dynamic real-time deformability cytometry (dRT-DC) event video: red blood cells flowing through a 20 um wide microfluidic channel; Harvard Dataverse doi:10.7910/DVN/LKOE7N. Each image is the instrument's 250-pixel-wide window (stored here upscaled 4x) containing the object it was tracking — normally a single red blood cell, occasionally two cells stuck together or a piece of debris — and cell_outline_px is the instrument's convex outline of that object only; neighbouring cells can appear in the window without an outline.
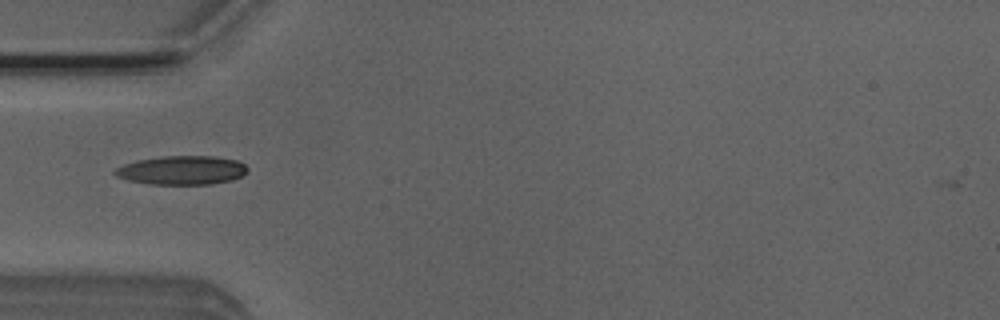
{"species": "Egyptian fruit bat (a non-hibernating species)", "species_latin": "Rousettus aegyptiacus", "temperature_condition": "room temperature", "stored_images_in_passage": 37, "camera_frame_rate_fps": 3000, "um_per_image_px": 0.085, "animal": {"sex": "male"}, "frame": {"image": 1, "passage_image": 1, "time_ms": 0.0, "image_size_px": [1000, 320], "cell_outline_px": [[248, 172], [232, 180], [212, 184], [148, 184], [128, 180], [116, 176], [112, 172], [116, 168], [124, 164], [136, 160], [160, 156], [216, 156], [236, 160], [244, 164], [248, 168]], "centroid_in_image_um": [15.45, 14.46], "position_along_channel_um": 69.6, "area_um2": 22.43}}
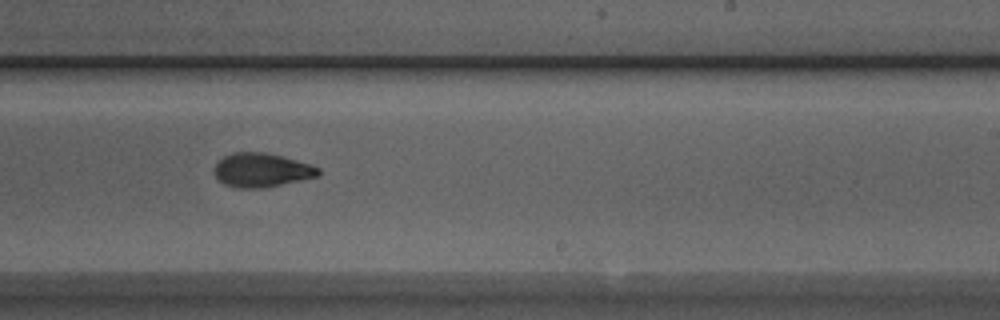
{"frame": {"image": 2, "passage_image": 16, "time_ms": 5.0, "image_size_px": [1000, 320], "cell_outline_px": [[320, 176], [264, 188], [236, 188], [224, 184], [212, 172], [212, 168], [224, 156], [232, 152], [264, 152], [312, 164], [320, 168]], "centroid_in_image_um": [22.23, 14.46], "position_along_channel_um": 266.8, "area_um2": 20.75}}
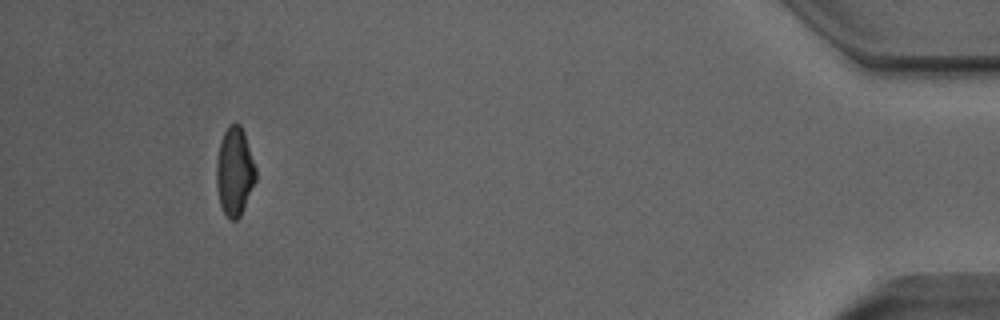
{"frame": {"image": 3, "passage_image": 33, "time_ms": 10.667, "image_size_px": [1000, 320], "cell_outline_px": [[256, 180], [240, 216], [236, 220], [228, 220], [220, 204], [216, 184], [216, 164], [220, 144], [224, 132], [236, 120], [240, 124], [244, 132], [256, 168]], "centroid_in_image_um": [19.94, 14.59], "position_along_channel_um": 415.3, "area_um2": 20.17}, "authors_computed_cell_mechanics": {"area_um2": 20.519, "velocity_mm_per_s": 3.9351, "shape_relaxation_time_tau1_ms": 5.4985, "shape_relaxation_time_tau2_ms": 2.7817, "deformation_change_tau1": 0.1721, "deformation_change_tau2": 0.0862}}